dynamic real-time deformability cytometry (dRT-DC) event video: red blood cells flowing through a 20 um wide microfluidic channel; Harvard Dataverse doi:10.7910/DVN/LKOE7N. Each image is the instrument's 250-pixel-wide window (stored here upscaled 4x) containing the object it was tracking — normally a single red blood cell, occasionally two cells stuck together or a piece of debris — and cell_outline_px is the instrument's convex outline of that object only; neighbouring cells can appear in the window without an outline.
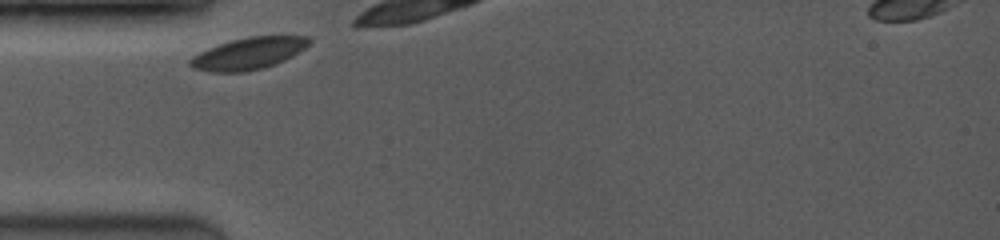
{"species": "common noctule bat (a hibernating species)", "species_latin": "Nyctalus noctula", "temperature_condition": "room temperature", "stored_images_in_passage": 9, "camera_frame_rate_fps": 3500, "um_per_image_px": 0.085, "animal": {"sex": "female", "body_mass_g": 19.0, "forearm_length_mm": 53.3}, "frame": {"image": 1, "passage_image": 1, "time_ms": 0.0, "image_size_px": [1000, 240], "cell_outline_px": [[312, 40], [304, 48], [292, 56], [276, 64], [264, 68], [244, 72], [212, 72], [192, 68], [188, 64], [188, 60], [192, 56], [208, 48], [232, 40], [248, 36], [308, 36]], "centroid_in_image_um": [21.1, 4.55], "position_along_channel_um": 63.9, "area_um2": 22.08}}